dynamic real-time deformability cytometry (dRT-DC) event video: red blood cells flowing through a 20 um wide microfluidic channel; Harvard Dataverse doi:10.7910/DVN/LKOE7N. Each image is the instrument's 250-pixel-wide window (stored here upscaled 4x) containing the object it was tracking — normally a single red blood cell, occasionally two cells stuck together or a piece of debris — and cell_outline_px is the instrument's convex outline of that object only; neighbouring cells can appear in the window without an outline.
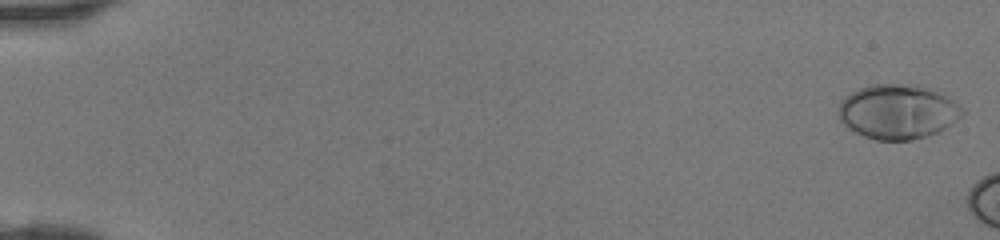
{"species": "human", "species_latin": "Homo sapiens", "temperature_condition": "room temperature", "stored_images_in_passage": 6, "camera_frame_rate_fps": 3000, "um_per_image_px": 0.085, "donor": {"sex": "female"}, "frame": {"image": 1, "passage_image": 1, "time_ms": 0.0, "image_size_px": [1000, 240], "cell_outline_px": [[964, 112], [952, 124], [940, 132], [928, 136], [912, 140], [876, 140], [864, 136], [848, 128], [836, 116], [840, 100], [844, 96], [860, 88], [872, 84], [920, 84], [940, 92], [964, 108]], "centroid_in_image_um": [76.3, 9.49], "position_along_channel_um": 8.7, "area_um2": 39.88}}